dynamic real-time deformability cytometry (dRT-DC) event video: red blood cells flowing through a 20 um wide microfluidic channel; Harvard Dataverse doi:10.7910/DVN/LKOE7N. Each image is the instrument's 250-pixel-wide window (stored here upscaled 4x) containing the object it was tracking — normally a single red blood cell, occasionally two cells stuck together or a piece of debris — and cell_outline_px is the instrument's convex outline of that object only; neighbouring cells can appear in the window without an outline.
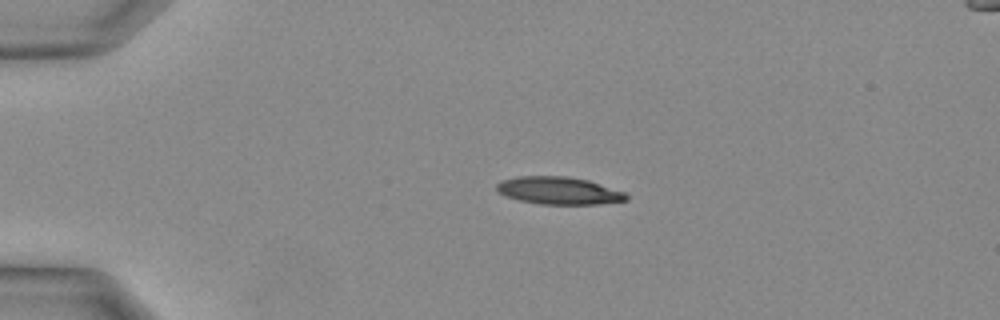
{"species": "Egyptian fruit bat (a non-hibernating species)", "species_latin": "Rousettus aegyptiacus", "temperature_condition": "warm", "stored_images_in_passage": 27, "camera_frame_rate_fps": 3000, "um_per_image_px": 0.085, "animal": {"sex": "female"}, "frame": {"image": 1, "passage_image": 1, "time_ms": 0.0, "image_size_px": [1000, 320], "cell_outline_px": [[628, 200], [596, 204], [540, 204], [520, 200], [496, 192], [496, 184], [500, 180], [520, 176], [568, 176], [588, 180], [624, 192], [628, 196]], "centroid_in_image_um": [47.47, 16.19], "position_along_channel_um": 37.5, "area_um2": 20.69}}
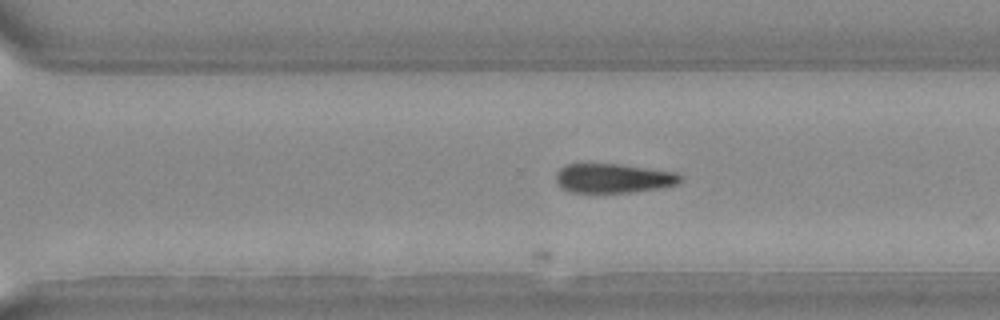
{"frame": {"image": 2, "passage_image": 17, "time_ms": 5.333, "image_size_px": [1000, 320], "cell_outline_px": [[680, 184], [660, 188], [632, 192], [572, 192], [560, 188], [556, 180], [556, 172], [560, 168], [568, 164], [616, 164], [680, 172]], "centroid_in_image_um": [52.15, 15.15], "position_along_channel_um": 318.4, "area_um2": 21.27}}
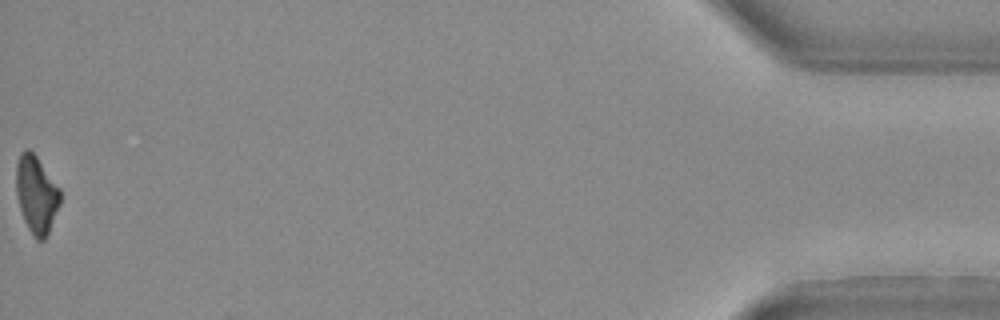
{"frame": {"image": 3, "passage_image": 27, "time_ms": 8.667, "image_size_px": [1000, 320], "cell_outline_px": [[60, 204], [48, 232], [44, 240], [36, 240], [28, 228], [24, 220], [20, 208], [16, 192], [16, 164], [20, 152], [24, 148], [28, 148], [36, 156], [60, 188]], "centroid_in_image_um": [3.08, 16.5], "position_along_channel_um": 432.1, "area_um2": 19.77}}